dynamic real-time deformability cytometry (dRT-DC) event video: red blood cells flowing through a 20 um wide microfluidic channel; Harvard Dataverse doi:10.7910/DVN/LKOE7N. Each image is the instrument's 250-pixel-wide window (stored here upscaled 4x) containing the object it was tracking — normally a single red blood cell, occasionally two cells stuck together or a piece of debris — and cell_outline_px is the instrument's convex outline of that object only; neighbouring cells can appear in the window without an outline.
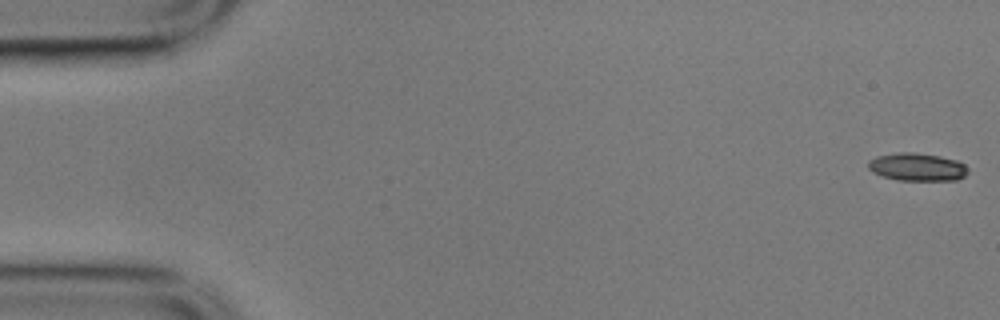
{"species": "common noctule bat (a hibernating species)", "species_latin": "Nyctalus noctula", "temperature_condition": "cold", "stored_images_in_passage": 13, "camera_frame_rate_fps": 3000, "um_per_image_px": 0.085, "animal": {"sex": "male", "body_mass_g": 17.9}, "frame": {"image": 1, "passage_image": 1, "time_ms": 0.0, "image_size_px": [1000, 320], "cell_outline_px": [[968, 172], [964, 176], [956, 180], [900, 180], [884, 176], [872, 172], [868, 168], [868, 160], [876, 156], [896, 152], [912, 152], [940, 156], [956, 160], [964, 164], [968, 168]], "centroid_in_image_um": [77.95, 14.18], "position_along_channel_um": 7.1, "area_um2": 16.18}}